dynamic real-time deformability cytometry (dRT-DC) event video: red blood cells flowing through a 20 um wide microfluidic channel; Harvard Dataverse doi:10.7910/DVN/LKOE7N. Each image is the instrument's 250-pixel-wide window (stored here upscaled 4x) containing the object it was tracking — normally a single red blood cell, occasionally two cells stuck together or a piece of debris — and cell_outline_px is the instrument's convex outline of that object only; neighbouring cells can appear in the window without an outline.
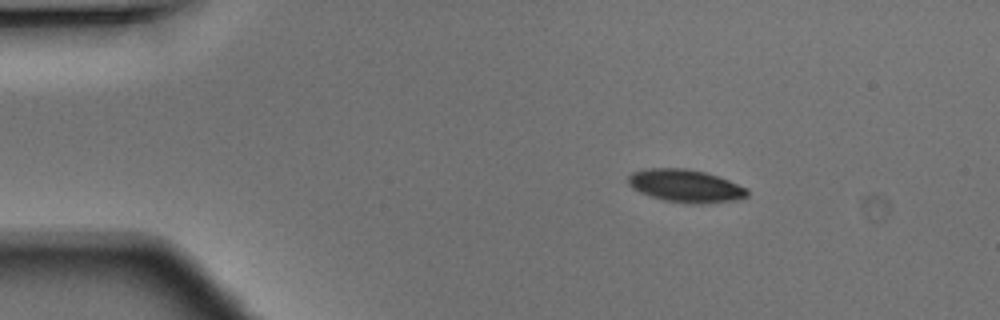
{"species": "Egyptian fruit bat (a non-hibernating species)", "species_latin": "Rousettus aegyptiacus", "temperature_condition": "warm", "stored_images_in_passage": 14, "camera_frame_rate_fps": 3000, "um_per_image_px": 0.085, "animal": {"sex": "male"}, "frame": {"image": 1, "passage_image": 1, "time_ms": 0.0, "image_size_px": [1000, 320], "cell_outline_px": [[748, 196], [732, 200], [696, 204], [692, 204], [664, 200], [640, 192], [632, 188], [628, 184], [628, 176], [632, 172], [648, 168], [684, 168], [704, 172], [728, 180], [748, 188]], "centroid_in_image_um": [58.24, 15.79], "position_along_channel_um": 26.8, "area_um2": 22.48}}
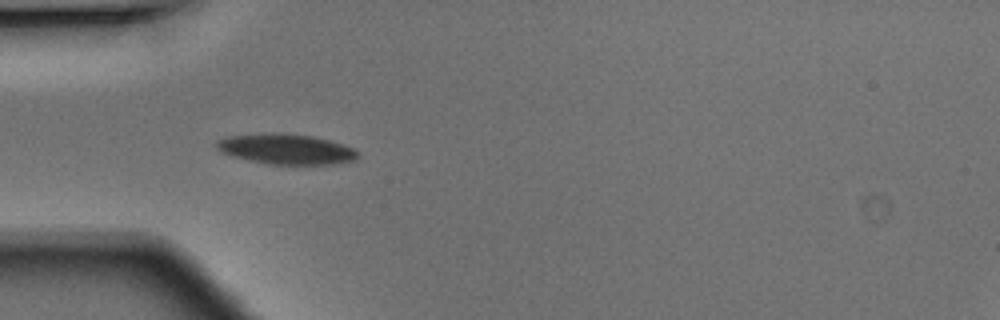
{"frame": {"image": 2, "passage_image": 8, "time_ms": 2.333, "image_size_px": [1000, 320], "cell_outline_px": [[356, 160], [332, 164], [264, 164], [232, 156], [220, 152], [212, 144], [216, 140], [224, 136], [272, 132], [312, 136], [328, 140], [352, 148], [356, 152]], "centroid_in_image_um": [24.18, 12.67], "position_along_channel_um": 60.8, "area_um2": 25.03}}
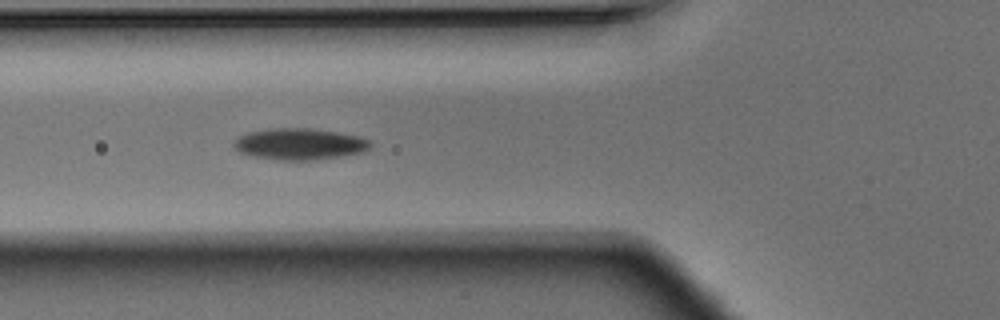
{"frame": {"image": 3, "passage_image": 11, "time_ms": 3.333, "image_size_px": [1000, 320], "cell_outline_px": [[372, 148], [368, 152], [324, 160], [272, 160], [248, 156], [236, 152], [232, 148], [232, 140], [236, 136], [244, 132], [268, 128], [312, 128], [340, 132], [364, 136], [372, 140]], "centroid_in_image_um": [25.47, 12.25], "position_along_channel_um": 100.3, "area_um2": 26.65}}